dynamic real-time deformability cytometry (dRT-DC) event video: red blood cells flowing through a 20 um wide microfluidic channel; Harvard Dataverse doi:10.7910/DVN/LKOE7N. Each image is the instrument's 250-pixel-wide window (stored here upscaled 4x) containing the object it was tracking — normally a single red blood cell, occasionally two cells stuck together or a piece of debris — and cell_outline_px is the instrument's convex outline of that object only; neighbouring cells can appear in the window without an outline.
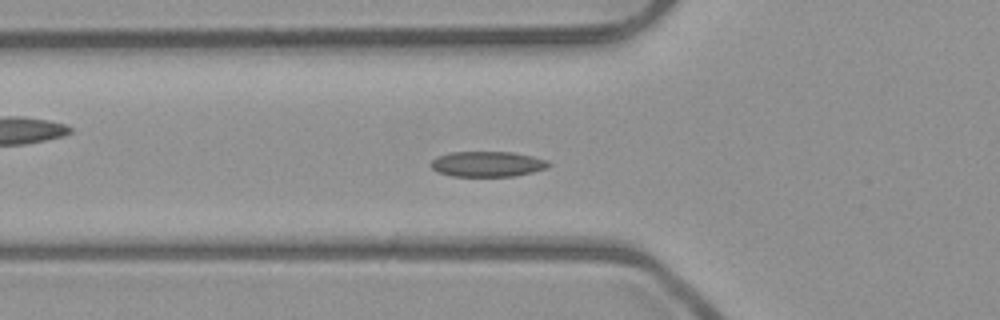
{"species": "common noctule bat (a hibernating species)", "species_latin": "Nyctalus noctula", "temperature_condition": "room temperature", "stored_images_in_passage": 54, "camera_frame_rate_fps": 3000, "um_per_image_px": 0.085, "animal": {"sex": "male", "body_mass_g": 23.1, "forearm_length_mm": 52.7}, "frame": {"image": 1, "passage_image": 19, "time_ms": 6.0, "image_size_px": [1000, 320], "cell_outline_px": [[552, 164], [548, 168], [532, 172], [512, 176], [452, 176], [436, 172], [428, 164], [436, 156], [452, 152], [512, 152], [532, 156], [548, 160]], "centroid_in_image_um": [41.41, 13.94], "position_along_channel_um": 84.4, "area_um2": 17.57}}
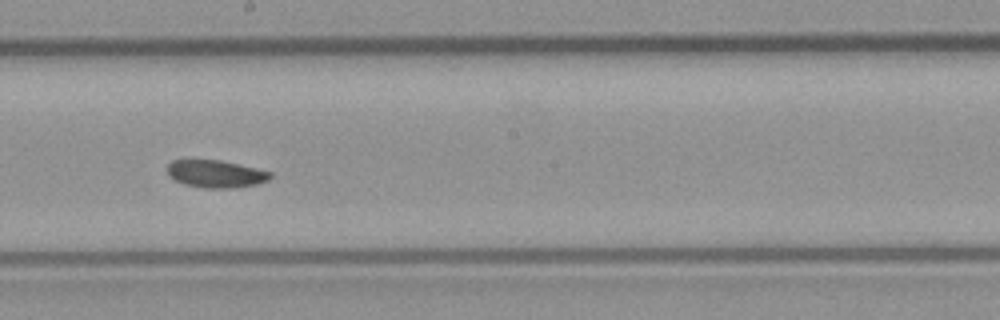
{"frame": {"image": 2, "passage_image": 30, "time_ms": 9.667, "image_size_px": [1000, 320], "cell_outline_px": [[272, 176], [268, 180], [256, 184], [236, 188], [204, 188], [184, 184], [168, 176], [168, 164], [172, 160], [220, 160], [256, 168], [272, 172]], "centroid_in_image_um": [18.35, 14.78], "position_along_channel_um": 229.9, "area_um2": 16.47}}
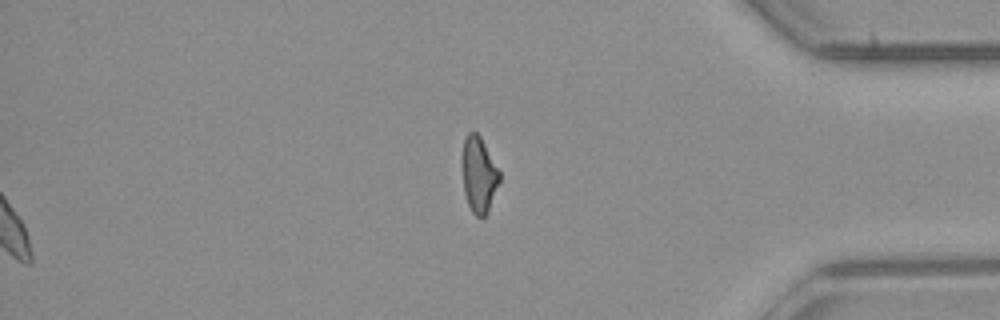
{"frame": {"image": 3, "passage_image": 54, "time_ms": 17.667, "image_size_px": [1000, 320], "cell_outline_px": [[500, 180], [488, 212], [484, 216], [476, 216], [472, 212], [468, 204], [464, 192], [460, 160], [464, 140], [468, 132], [476, 132], [480, 136], [500, 172]], "centroid_in_image_um": [40.67, 14.83], "position_along_channel_um": 394.5, "area_um2": 16.65}, "authors_computed_cell_mechanics": {"area_um2": 17.051, "velocity_mm_per_s": 3.9428, "shape_relaxation_time_tau1_ms": 4.5821, "shape_relaxation_time_tau2_ms": 6.0622, "deformation_change_tau1": 0.091, "deformation_change_tau2": 0.0959}}